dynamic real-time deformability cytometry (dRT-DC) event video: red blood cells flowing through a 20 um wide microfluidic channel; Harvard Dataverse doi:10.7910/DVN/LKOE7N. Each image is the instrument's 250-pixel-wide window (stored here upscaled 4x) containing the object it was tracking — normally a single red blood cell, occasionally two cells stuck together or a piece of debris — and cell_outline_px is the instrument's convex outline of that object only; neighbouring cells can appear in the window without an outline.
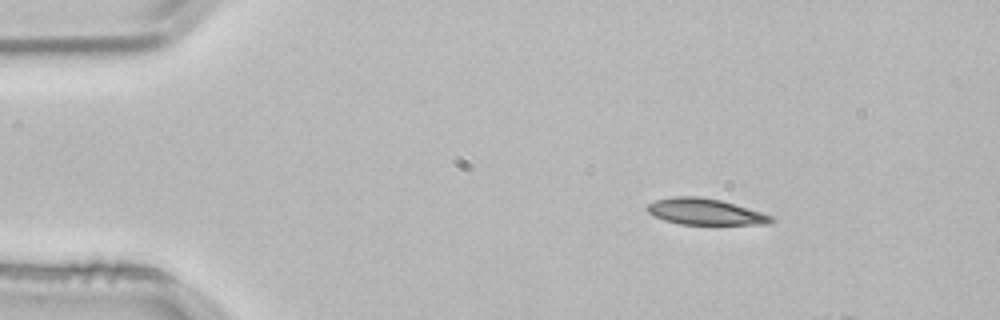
{"species": "common noctule bat (a hibernating species)", "species_latin": "Nyctalus noctula", "temperature_condition": "room temperature", "stored_images_in_passage": 3, "camera_frame_rate_fps": 3000, "um_per_image_px": 0.085, "animal": {"sex": "male", "body_mass_g": 21.5, "forearm_length_mm": 52.0}, "frame": {"image": 1, "passage_image": 1, "time_ms": 0.0, "image_size_px": [1000, 320], "cell_outline_px": [[776, 220], [768, 224], [680, 224], [664, 220], [648, 212], [644, 208], [648, 204], [656, 200], [672, 196], [696, 196], [720, 200], [760, 212], [772, 216]], "centroid_in_image_um": [59.9, 17.99], "position_along_channel_um": 25.1, "area_um2": 18.73}}